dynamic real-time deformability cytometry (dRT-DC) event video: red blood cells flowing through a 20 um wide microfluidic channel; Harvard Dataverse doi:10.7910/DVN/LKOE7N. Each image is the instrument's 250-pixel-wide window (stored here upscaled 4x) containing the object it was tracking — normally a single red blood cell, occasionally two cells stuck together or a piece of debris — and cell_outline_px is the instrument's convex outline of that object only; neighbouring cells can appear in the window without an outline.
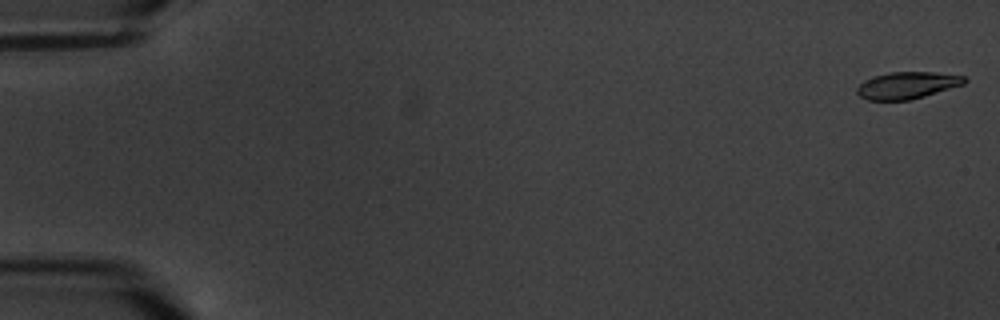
{"species": "common noctule bat (a hibernating species)", "species_latin": "Nyctalus noctula", "temperature_condition": "warm", "stored_images_in_passage": 6, "segment_of_instrument_passage": [2, 2], "camera_frame_rate_fps": 3000, "um_per_image_px": 0.085, "animal": {"sex": "male", "body_mass_g": 20.1, "forearm_length_mm": 53.5}, "frame": {"image": 1, "passage_image": 6, "time_ms": 6.0, "image_size_px": [1000, 320], "cell_outline_px": [[968, 80], [964, 84], [924, 96], [908, 100], [868, 100], [860, 96], [856, 92], [856, 88], [864, 80], [888, 72], [932, 72], [964, 76]], "centroid_in_image_um": [77.1, 7.25], "position_along_channel_um": 7.9, "area_um2": 16.7}}